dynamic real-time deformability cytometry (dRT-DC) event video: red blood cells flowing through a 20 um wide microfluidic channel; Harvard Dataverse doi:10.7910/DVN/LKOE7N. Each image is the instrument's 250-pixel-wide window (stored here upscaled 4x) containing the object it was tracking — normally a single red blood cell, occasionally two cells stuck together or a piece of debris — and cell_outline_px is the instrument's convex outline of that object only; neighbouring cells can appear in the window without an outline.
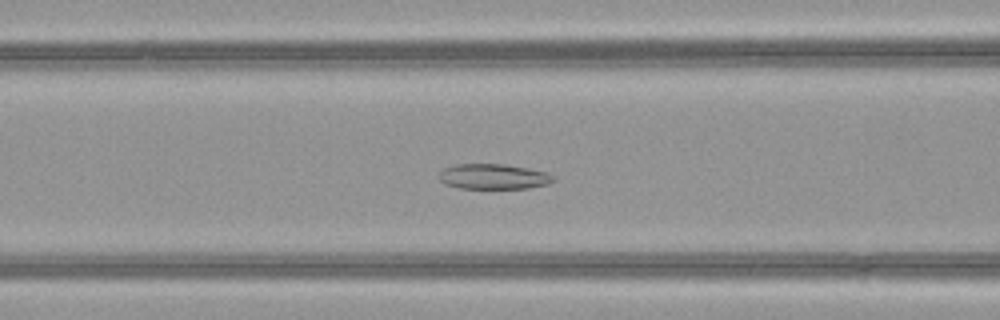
{"species": "common noctule bat (a hibernating species)", "species_latin": "Nyctalus noctula", "temperature_condition": "warm", "stored_images_in_passage": 51, "camera_frame_rate_fps": 3000, "um_per_image_px": 0.085, "animal": {"sex": "female", "body_mass_g": 21.9}, "frame": {"image": 1, "passage_image": 21, "time_ms": 6.667, "image_size_px": [1000, 320], "cell_outline_px": [[556, 180], [548, 184], [528, 188], [460, 188], [444, 184], [440, 180], [440, 172], [444, 168], [456, 164], [504, 164], [528, 168], [544, 172], [556, 176]], "centroid_in_image_um": [41.97, 15.01], "position_along_channel_um": 124.6, "area_um2": 16.82}}
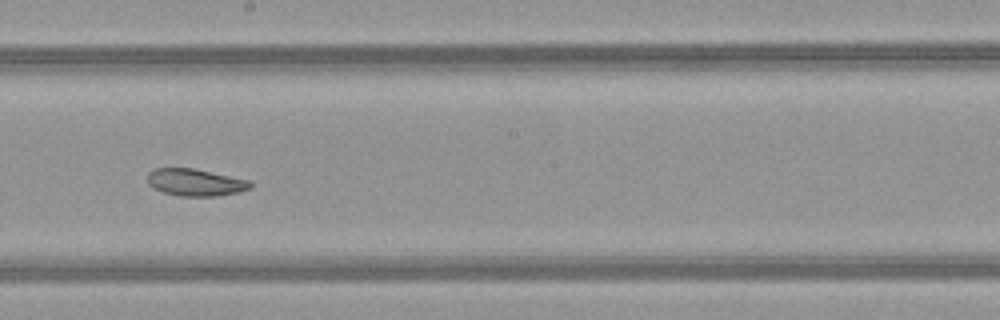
{"frame": {"image": 2, "passage_image": 29, "time_ms": 9.333, "image_size_px": [1000, 320], "cell_outline_px": [[252, 188], [240, 192], [216, 196], [180, 196], [164, 192], [152, 188], [148, 184], [148, 172], [156, 168], [192, 168], [248, 180], [252, 184]], "centroid_in_image_um": [16.59, 15.51], "position_along_channel_um": 231.6, "area_um2": 16.18}}
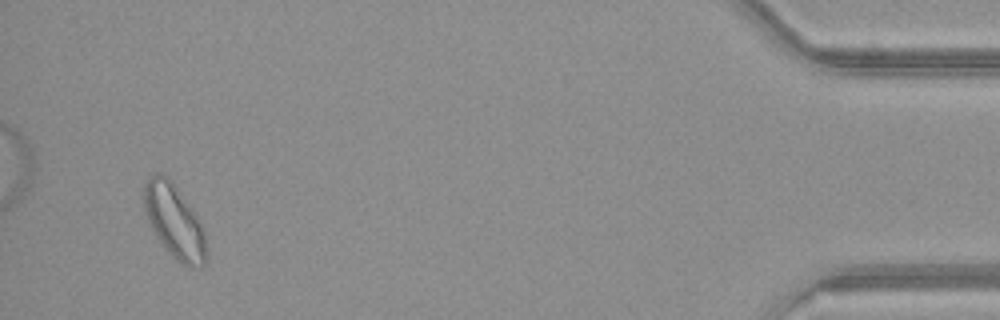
{"frame": {"image": 3, "passage_image": 49, "time_ms": 16.0, "image_size_px": [1000, 320], "cell_outline_px": [[208, 260], [204, 264], [184, 264], [176, 260], [168, 252], [156, 236], [148, 220], [144, 208], [144, 184], [148, 176], [156, 172], [160, 172], [168, 176], [172, 180], [200, 220], [204, 228], [208, 252]], "centroid_in_image_um": [14.83, 18.76], "position_along_channel_um": 420.4, "area_um2": 26.88}, "authors_computed_cell_mechanics": {"area_um2": 21.7906, "velocity_mm_per_s": 4.0118, "shape_relaxation_time_tau1_ms": null, "shape_relaxation_time_tau2_ms": 9.958, "deformation_change_tau1": null, "deformation_change_tau2": 0.1723}}